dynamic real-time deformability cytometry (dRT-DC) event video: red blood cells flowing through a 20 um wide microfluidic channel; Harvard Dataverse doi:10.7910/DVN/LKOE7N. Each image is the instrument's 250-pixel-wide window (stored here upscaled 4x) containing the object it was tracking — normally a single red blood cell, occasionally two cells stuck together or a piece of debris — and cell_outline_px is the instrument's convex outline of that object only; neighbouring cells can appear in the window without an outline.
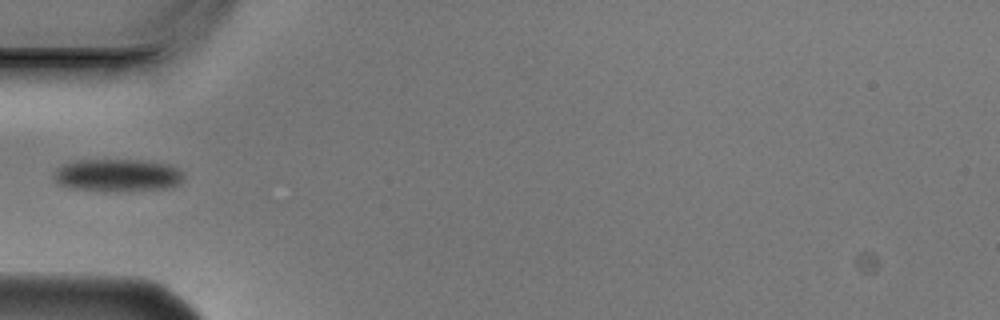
{"species": "Egyptian fruit bat (a non-hibernating species)", "species_latin": "Rousettus aegyptiacus", "temperature_condition": "cold", "stored_images_in_passage": 4, "camera_frame_rate_fps": 3000, "um_per_image_px": 0.085, "animal": {"sex": "male"}, "frame": {"image": 1, "passage_image": 3, "time_ms": 0.667, "image_size_px": [1000, 320], "cell_outline_px": [[184, 180], [180, 184], [164, 188], [104, 192], [68, 188], [60, 184], [52, 176], [56, 168], [64, 164], [76, 160], [140, 160], [168, 164], [180, 168], [184, 172]], "centroid_in_image_um": [9.99, 14.9], "position_along_channel_um": 75.0, "area_um2": 25.03}}
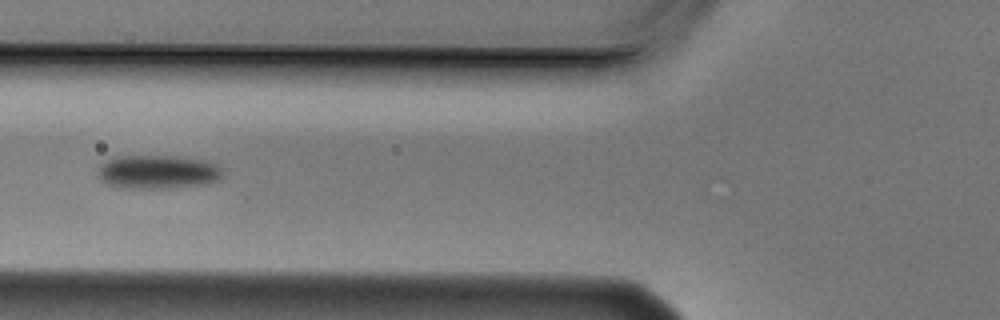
{"frame": {"image": 2, "passage_image": 4, "time_ms": 1.0, "image_size_px": [1000, 320], "cell_outline_px": [[224, 172], [220, 180], [208, 184], [168, 188], [120, 188], [108, 184], [100, 180], [96, 176], [96, 168], [104, 160], [112, 156], [176, 156], [204, 160], [216, 164]], "centroid_in_image_um": [13.36, 14.61], "position_along_channel_um": 112.4, "area_um2": 25.14}}